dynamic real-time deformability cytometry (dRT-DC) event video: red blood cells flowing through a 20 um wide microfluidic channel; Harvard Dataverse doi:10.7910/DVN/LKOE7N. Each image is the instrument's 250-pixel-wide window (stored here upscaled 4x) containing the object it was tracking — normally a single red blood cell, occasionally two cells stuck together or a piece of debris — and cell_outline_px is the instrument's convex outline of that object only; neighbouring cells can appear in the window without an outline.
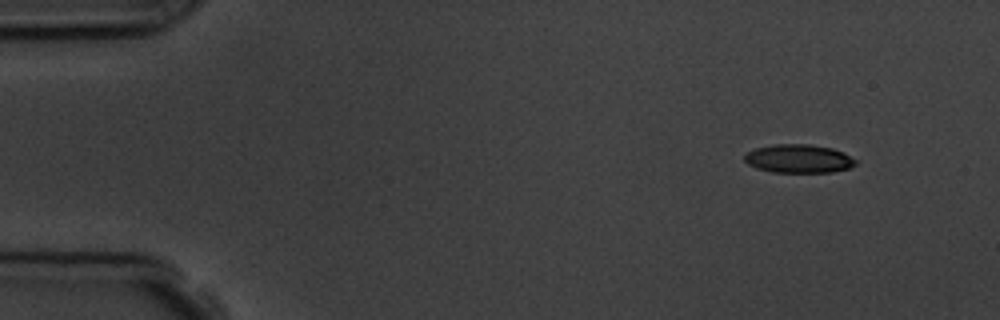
{"species": "common noctule bat (a hibernating species)", "species_latin": "Nyctalus noctula", "temperature_condition": "room temperature", "stored_images_in_passage": 5, "camera_frame_rate_fps": 3000, "um_per_image_px": 0.085, "animal": {"sex": "male", "body_mass_g": 19.5, "forearm_length_mm": 54.6}, "frame": {"image": 1, "passage_image": 1, "time_ms": 0.0, "image_size_px": [1000, 320], "cell_outline_px": [[856, 164], [848, 168], [832, 172], [772, 172], [756, 168], [748, 164], [744, 160], [744, 156], [748, 152], [756, 148], [776, 144], [808, 144], [832, 148], [844, 152], [856, 160]], "centroid_in_image_um": [67.89, 13.49], "position_along_channel_um": 17.1, "area_um2": 18.38}}
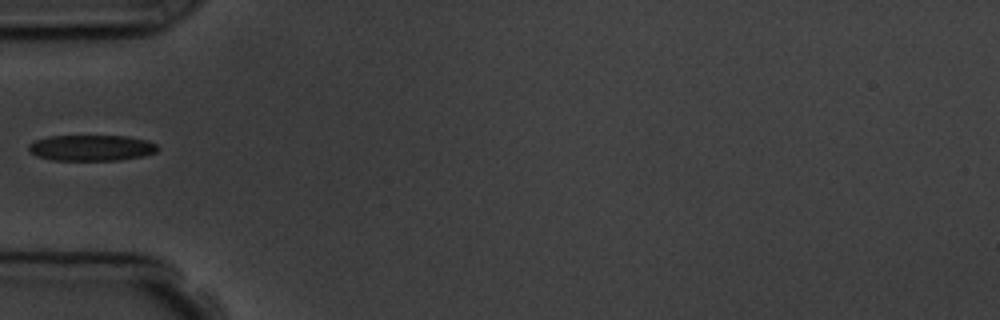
{"frame": {"image": 2, "passage_image": 4, "time_ms": 4.333, "image_size_px": [1000, 320], "cell_outline_px": [[160, 148], [156, 152], [144, 156], [120, 160], [52, 160], [36, 156], [28, 152], [28, 144], [36, 140], [48, 136], [128, 136], [148, 140], [156, 144]], "centroid_in_image_um": [7.77, 12.57], "position_along_channel_um": 77.2, "area_um2": 19.71}}